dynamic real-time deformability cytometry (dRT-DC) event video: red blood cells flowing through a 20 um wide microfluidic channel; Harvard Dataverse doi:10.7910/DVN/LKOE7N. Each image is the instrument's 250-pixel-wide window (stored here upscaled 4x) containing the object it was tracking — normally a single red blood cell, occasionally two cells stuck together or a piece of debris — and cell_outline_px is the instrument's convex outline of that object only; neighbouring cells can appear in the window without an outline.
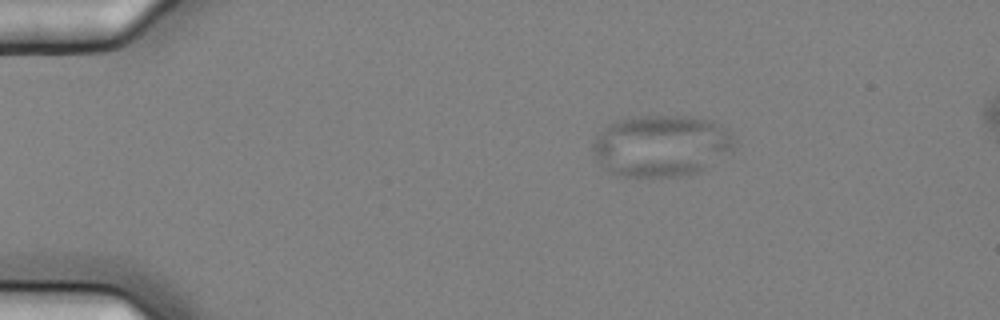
{"species": "common noctule bat (a hibernating species)", "species_latin": "Nyctalus noctula", "temperature_condition": "cold", "stored_images_in_passage": 4, "camera_frame_rate_fps": 3000, "um_per_image_px": 0.085, "animal": {"sex": "female", "body_mass_g": 25.1}, "frame": {"image": 1, "passage_image": 1, "time_ms": 0.0, "image_size_px": [1000, 320], "cell_outline_px": [[736, 140], [728, 148], [700, 168], [688, 176], [616, 176], [608, 172], [596, 160], [592, 148], [592, 144], [596, 136], [608, 124], [616, 120], [640, 116], [688, 116], [712, 120], [720, 124], [732, 132]], "centroid_in_image_um": [56.09, 12.36], "position_along_channel_um": 28.9, "area_um2": 50.05}}